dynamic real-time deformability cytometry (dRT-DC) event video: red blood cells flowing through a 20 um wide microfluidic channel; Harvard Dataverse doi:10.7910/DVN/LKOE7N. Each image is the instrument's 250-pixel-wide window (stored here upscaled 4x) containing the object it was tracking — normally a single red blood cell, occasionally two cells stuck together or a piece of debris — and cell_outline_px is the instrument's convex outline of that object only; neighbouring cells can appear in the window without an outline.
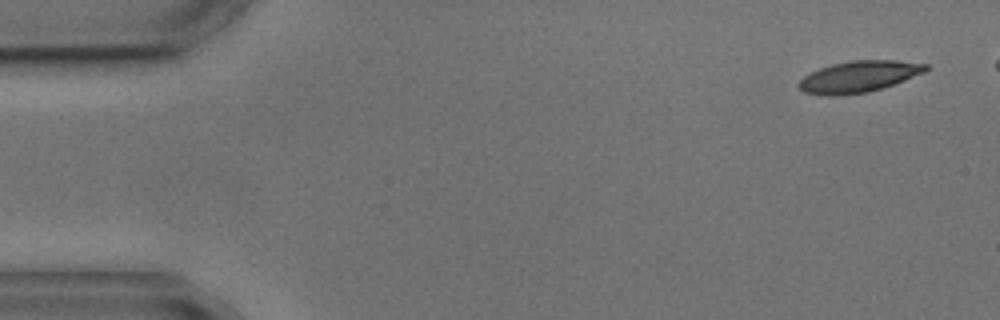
{"species": "common noctule bat (a hibernating species)", "species_latin": "Nyctalus noctula", "temperature_condition": "cold", "stored_images_in_passage": 6, "camera_frame_rate_fps": 3000, "um_per_image_px": 0.085, "animal": {"sex": "male", "body_mass_g": 17.9, "forearm_length_mm": 54.2}, "frame": {"image": 1, "passage_image": 1, "time_ms": 0.0, "image_size_px": [1000, 320], "cell_outline_px": [[928, 68], [924, 72], [904, 80], [868, 92], [832, 96], [804, 92], [796, 84], [804, 76], [820, 68], [832, 64], [852, 60], [896, 60], [928, 64]], "centroid_in_image_um": [72.98, 6.5], "position_along_channel_um": 12.0, "area_um2": 22.89}}